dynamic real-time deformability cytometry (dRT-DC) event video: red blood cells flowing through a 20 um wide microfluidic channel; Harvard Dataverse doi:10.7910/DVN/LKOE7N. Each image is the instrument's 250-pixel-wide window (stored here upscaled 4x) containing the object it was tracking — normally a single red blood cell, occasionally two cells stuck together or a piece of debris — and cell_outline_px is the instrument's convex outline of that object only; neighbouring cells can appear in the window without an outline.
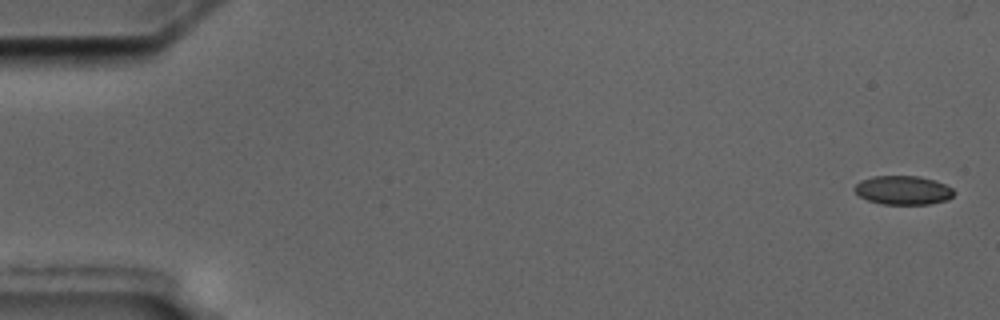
{"species": "common noctule bat (a hibernating species)", "species_latin": "Nyctalus noctula", "temperature_condition": "cold", "stored_images_in_passage": 8, "segment_of_instrument_passage": [1, 2], "camera_frame_rate_fps": 3000, "um_per_image_px": 0.085, "animal": {"sex": "male", "body_mass_g": 17.5, "forearm_length_mm": 52.3}, "frame": {"image": 1, "passage_image": 1, "time_ms": 0.0, "image_size_px": [1000, 320], "cell_outline_px": [[956, 192], [948, 200], [928, 204], [884, 204], [868, 200], [860, 196], [852, 188], [860, 180], [872, 176], [916, 176], [932, 180], [944, 184], [952, 188]], "centroid_in_image_um": [76.75, 16.17], "position_along_channel_um": 8.3, "area_um2": 16.65}}
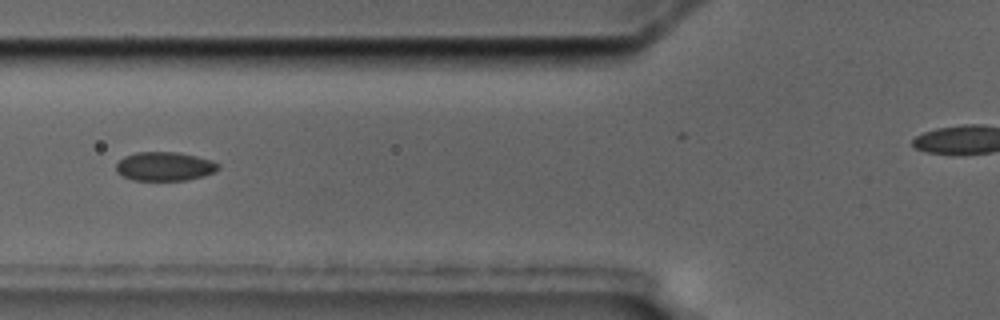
{"frame": {"image": 2, "passage_image": 7, "time_ms": 7.0, "image_size_px": [1000, 320], "cell_outline_px": [[220, 168], [216, 172], [204, 176], [188, 180], [132, 180], [116, 172], [116, 164], [124, 156], [136, 152], [180, 152], [212, 160], [220, 164]], "centroid_in_image_um": [14.03, 14.14], "position_along_channel_um": 111.8, "area_um2": 17.4}}